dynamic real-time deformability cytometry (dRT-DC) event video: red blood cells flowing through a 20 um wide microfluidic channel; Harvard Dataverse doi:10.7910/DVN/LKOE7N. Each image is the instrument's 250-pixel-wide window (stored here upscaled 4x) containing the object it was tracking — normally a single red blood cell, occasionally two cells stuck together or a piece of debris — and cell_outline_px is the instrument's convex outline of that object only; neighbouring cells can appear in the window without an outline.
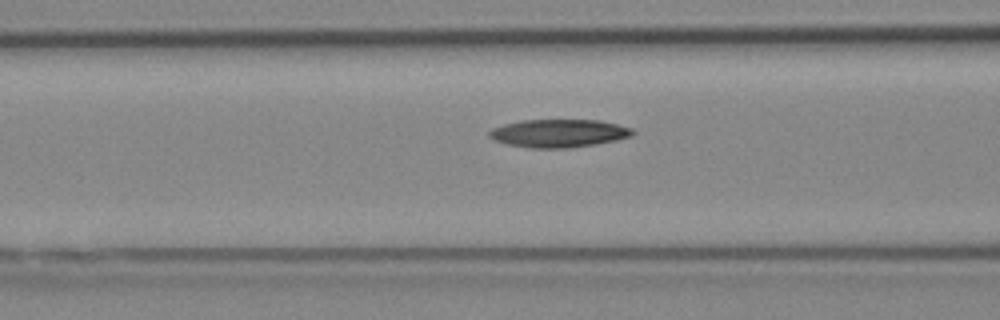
{"species": "Egyptian fruit bat (a non-hibernating species)", "species_latin": "Rousettus aegyptiacus", "temperature_condition": "cold", "stored_images_in_passage": 18, "camera_frame_rate_fps": 3000, "um_per_image_px": 0.085, "animal": {"sex": "female"}, "frame": {"image": 1, "passage_image": 16, "time_ms": 5.0, "image_size_px": [1000, 320], "cell_outline_px": [[636, 132], [632, 136], [616, 140], [596, 144], [568, 148], [528, 148], [504, 144], [492, 140], [488, 136], [488, 132], [492, 128], [504, 124], [524, 120], [600, 120], [632, 128]], "centroid_in_image_um": [47.46, 11.33], "position_along_channel_um": 119.1, "area_um2": 23.64}}